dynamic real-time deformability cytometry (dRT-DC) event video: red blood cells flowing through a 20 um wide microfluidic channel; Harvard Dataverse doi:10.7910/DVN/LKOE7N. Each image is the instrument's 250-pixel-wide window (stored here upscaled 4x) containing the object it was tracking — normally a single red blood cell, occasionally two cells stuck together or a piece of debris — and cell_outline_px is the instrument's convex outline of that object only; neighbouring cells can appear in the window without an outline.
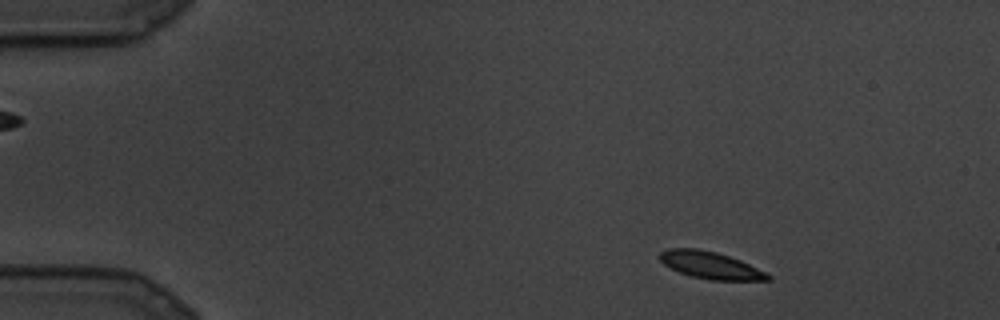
{"species": "common noctule bat (a hibernating species)", "species_latin": "Nyctalus noctula", "temperature_condition": "cold", "stored_images_in_passage": 25, "camera_frame_rate_fps": 3000, "um_per_image_px": 0.085, "animal": {"sex": "male", "body_mass_g": 19.5, "forearm_length_mm": 54.6}, "frame": {"image": 1, "passage_image": 2, "time_ms": 0.333, "image_size_px": [1000, 320], "cell_outline_px": [[772, 280], [712, 280], [692, 276], [680, 272], [664, 264], [656, 256], [660, 252], [668, 248], [696, 248], [716, 252], [740, 260], [772, 276]], "centroid_in_image_um": [60.35, 22.53], "position_along_channel_um": 24.7, "area_um2": 16.88}}
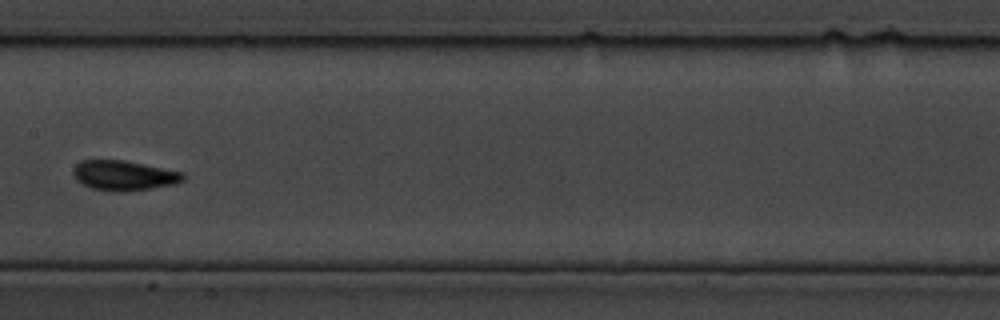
{"frame": {"image": 2, "passage_image": 12, "time_ms": 3.667, "image_size_px": [1000, 320], "cell_outline_px": [[184, 180], [176, 184], [120, 192], [112, 192], [92, 188], [76, 180], [72, 172], [76, 164], [80, 160], [124, 160], [184, 172]], "centroid_in_image_um": [10.52, 14.91], "position_along_channel_um": 196.9, "area_um2": 19.13}}
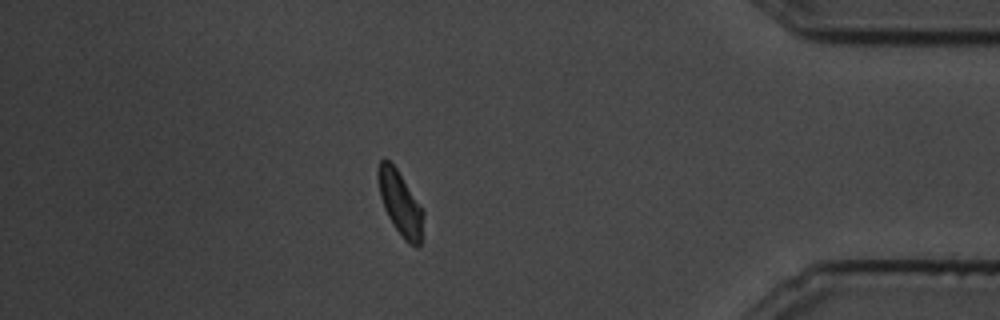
{"frame": {"image": 3, "passage_image": 21, "time_ms": 6.667, "image_size_px": [1000, 320], "cell_outline_px": [[424, 212], [420, 244], [416, 248], [408, 244], [404, 240], [388, 216], [384, 208], [380, 196], [376, 176], [376, 172], [380, 160], [384, 156], [396, 168], [424, 208]], "centroid_in_image_um": [34.01, 17.25], "position_along_channel_um": 401.2, "area_um2": 17.17}}